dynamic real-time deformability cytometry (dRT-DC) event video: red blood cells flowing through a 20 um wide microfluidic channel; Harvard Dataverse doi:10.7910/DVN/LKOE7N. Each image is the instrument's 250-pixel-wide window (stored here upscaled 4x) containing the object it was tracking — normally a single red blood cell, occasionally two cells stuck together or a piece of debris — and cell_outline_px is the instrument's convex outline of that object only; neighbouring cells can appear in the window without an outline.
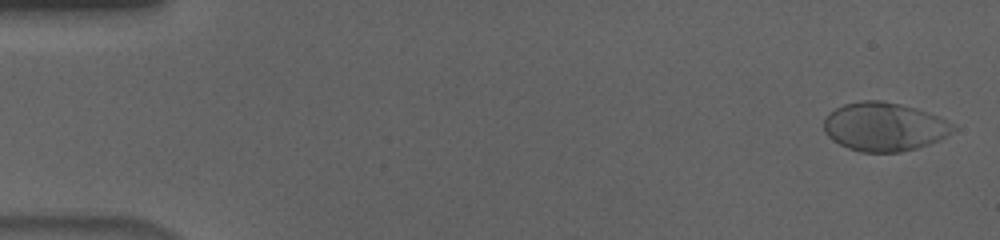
{"species": "human", "species_latin": "Homo sapiens", "temperature_condition": "cold", "stored_images_in_passage": 56, "camera_frame_rate_fps": 3000, "um_per_image_px": 0.085, "donor": {"sex": "male"}, "frame": {"image": 1, "passage_image": 2, "time_ms": 0.333, "image_size_px": [1000, 240], "cell_outline_px": [[956, 128], [940, 140], [916, 148], [900, 152], [860, 152], [848, 148], [840, 144], [828, 136], [824, 132], [824, 120], [828, 112], [844, 104], [864, 100], [880, 100], [900, 104], [916, 108], [928, 112], [952, 124]], "centroid_in_image_um": [75.12, 10.77], "position_along_channel_um": 9.9, "area_um2": 36.41}}
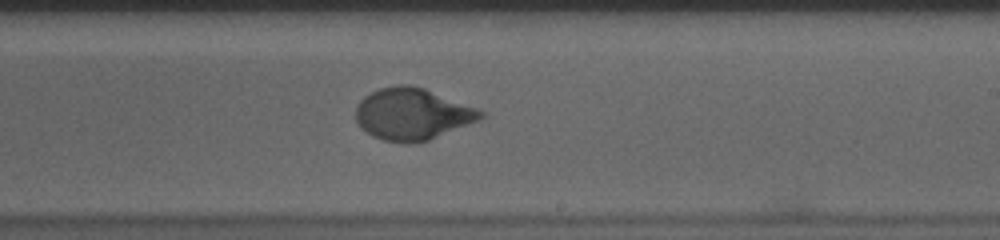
{"frame": {"image": 2, "passage_image": 34, "time_ms": 11.0, "image_size_px": [1000, 240], "cell_outline_px": [[488, 112], [480, 120], [428, 140], [412, 144], [404, 144], [384, 140], [372, 136], [356, 120], [356, 104], [364, 96], [380, 88], [400, 84], [408, 84], [424, 88], [480, 108]], "centroid_in_image_um": [35.1, 9.69], "position_along_channel_um": 253.9, "area_um2": 37.92}}
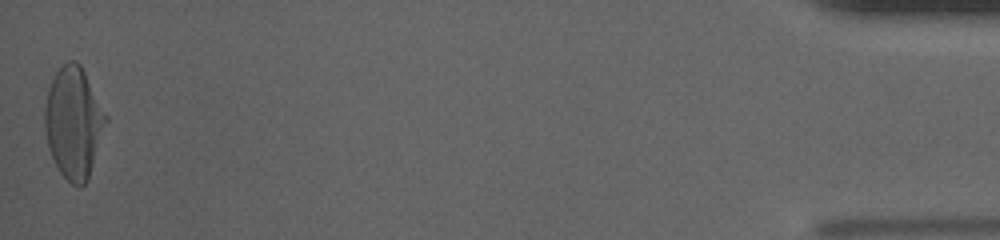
{"frame": {"image": 3, "passage_image": 56, "time_ms": 18.333, "image_size_px": [1000, 240], "cell_outline_px": [[108, 120], [88, 180], [80, 188], [72, 184], [60, 172], [48, 148], [44, 128], [44, 108], [48, 88], [56, 72], [68, 60], [76, 60], [80, 64], [108, 116]], "centroid_in_image_um": [6.26, 10.43], "position_along_channel_um": 428.9, "area_um2": 39.71}, "authors_computed_cell_mechanics": {"area_um2": 36.8186, "velocity_mm_per_s": 3.6336, "shape_relaxation_time_tau1_ms": 4.7156, "shape_relaxation_time_tau2_ms": null, "deformation_change_tau1": 0.2044, "deformation_change_tau2": null}}